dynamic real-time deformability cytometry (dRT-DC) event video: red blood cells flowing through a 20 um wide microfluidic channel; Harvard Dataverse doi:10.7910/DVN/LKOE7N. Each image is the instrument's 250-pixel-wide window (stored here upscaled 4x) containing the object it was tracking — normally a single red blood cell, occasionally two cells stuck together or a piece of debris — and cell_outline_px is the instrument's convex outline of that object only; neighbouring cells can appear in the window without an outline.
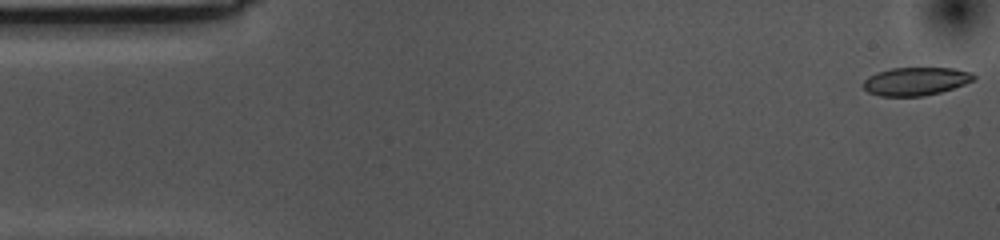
{"species": "common noctule bat (a hibernating species)", "species_latin": "Nyctalus noctula", "temperature_condition": "cold", "stored_images_in_passage": 55, "camera_frame_rate_fps": 3000, "um_per_image_px": 0.085, "animal": {"sex": "female", "body_mass_g": 10.0, "forearm_length_mm": 53.1}, "frame": {"image": 1, "passage_image": 1, "time_ms": 0.0, "image_size_px": [1000, 240], "cell_outline_px": [[976, 76], [972, 80], [964, 84], [940, 92], [924, 96], [880, 96], [868, 92], [860, 84], [868, 76], [876, 72], [892, 68], [956, 68], [972, 72]], "centroid_in_image_um": [77.8, 6.9], "position_along_channel_um": 7.2, "area_um2": 18.21}}
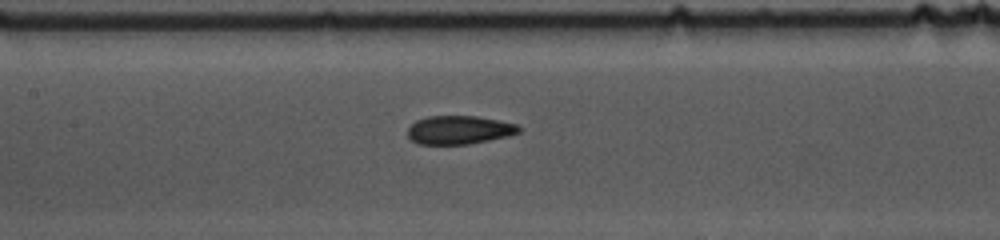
{"frame": {"image": 2, "passage_image": 24, "time_ms": 7.667, "image_size_px": [1000, 240], "cell_outline_px": [[520, 132], [508, 136], [468, 144], [416, 144], [408, 136], [408, 128], [416, 120], [428, 116], [476, 116], [500, 120], [516, 124], [520, 128]], "centroid_in_image_um": [39.02, 11.04], "position_along_channel_um": 168.4, "area_um2": 18.44}}
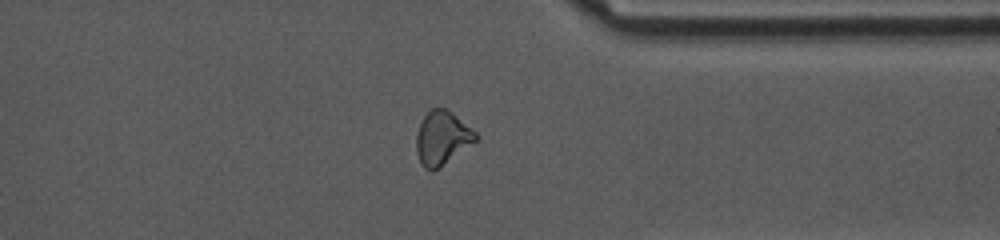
{"frame": {"image": 3, "passage_image": 42, "time_ms": 13.667, "image_size_px": [1000, 240], "cell_outline_px": [[480, 140], [432, 172], [424, 168], [420, 164], [416, 152], [416, 136], [420, 124], [424, 116], [432, 108], [444, 108], [452, 112], [476, 132], [480, 136]], "centroid_in_image_um": [37.61, 11.75], "position_along_channel_um": 373.8, "area_um2": 18.84}, "authors_computed_cell_mechanics": {"area_um2": 18.9006, "velocity_mm_per_s": 3.5535, "shape_relaxation_time_tau1_ms": 10.8505, "shape_relaxation_time_tau2_ms": 2.9565, "deformation_change_tau1": 0.1762, "deformation_change_tau2": 0.0803}}